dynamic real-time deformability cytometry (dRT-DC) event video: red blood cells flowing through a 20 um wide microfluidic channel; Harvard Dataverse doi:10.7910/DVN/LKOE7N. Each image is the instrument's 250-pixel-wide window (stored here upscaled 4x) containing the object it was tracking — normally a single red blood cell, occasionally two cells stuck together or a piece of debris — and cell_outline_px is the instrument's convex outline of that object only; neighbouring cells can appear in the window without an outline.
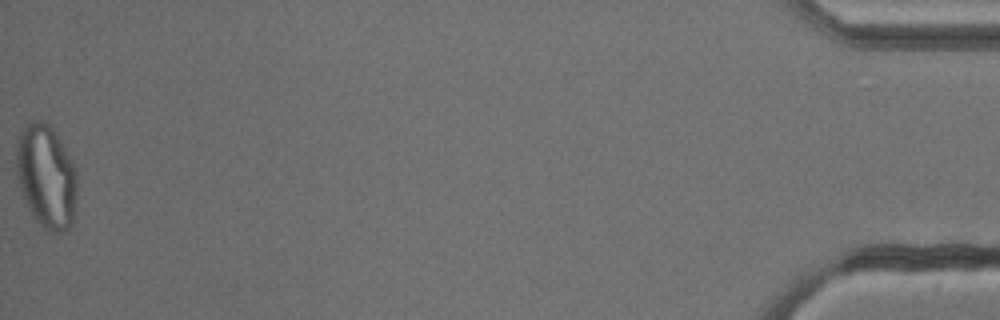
{"species": "common noctule bat (a hibernating species)", "species_latin": "Nyctalus noctula", "temperature_condition": "cold", "stored_images_in_passage": 46, "camera_frame_rate_fps": 3000, "um_per_image_px": 0.085, "animal": {"sex": "male", "body_mass_g": 13.3}, "frame": {"image": 1, "passage_image": 46, "time_ms": 15.0, "image_size_px": [1000, 320], "cell_outline_px": [[76, 196], [72, 224], [68, 228], [60, 232], [48, 232], [32, 216], [28, 208], [20, 188], [16, 176], [16, 140], [20, 132], [32, 120], [40, 120], [48, 124], [56, 132], [72, 160], [76, 176]], "centroid_in_image_um": [3.91, 14.99], "position_along_channel_um": 431.3, "area_um2": 36.76}, "authors_computed_cell_mechanics": {"area_um2": 29.5358, "velocity_mm_per_s": 3.8155, "shape_relaxation_time_tau1_ms": null, "shape_relaxation_time_tau2_ms": 1.4281, "deformation_change_tau1": null, "deformation_change_tau2": 0.0846}}